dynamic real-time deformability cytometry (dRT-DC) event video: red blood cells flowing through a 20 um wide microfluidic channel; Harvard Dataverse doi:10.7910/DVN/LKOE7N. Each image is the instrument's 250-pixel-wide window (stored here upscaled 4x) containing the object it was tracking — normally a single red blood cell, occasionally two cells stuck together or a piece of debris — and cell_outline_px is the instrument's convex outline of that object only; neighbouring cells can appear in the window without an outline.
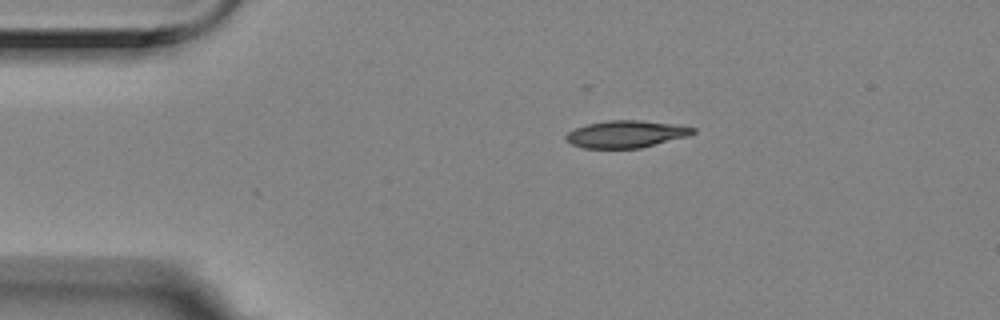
{"species": "Egyptian fruit bat (a non-hibernating species)", "species_latin": "Rousettus aegyptiacus", "temperature_condition": "room temperature", "stored_images_in_passage": 3, "camera_frame_rate_fps": 3000, "um_per_image_px": 0.085, "animal": {"sex": "female"}, "frame": {"image": 1, "passage_image": 1, "time_ms": 0.0, "image_size_px": [1000, 320], "cell_outline_px": [[696, 132], [688, 136], [640, 148], [584, 148], [572, 144], [564, 140], [564, 136], [568, 132], [576, 128], [588, 124], [608, 120], [636, 120], [668, 124], [696, 128]], "centroid_in_image_um": [53.17, 11.41], "position_along_channel_um": 31.8, "area_um2": 19.83}}
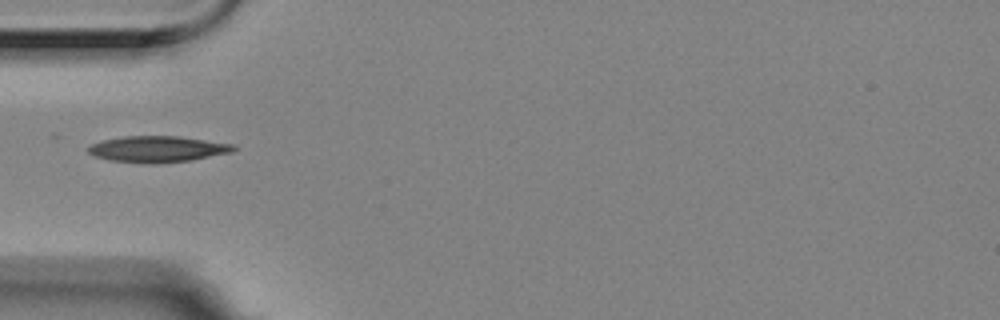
{"frame": {"image": 2, "passage_image": 3, "time_ms": 0.667, "image_size_px": [1000, 320], "cell_outline_px": [[236, 148], [232, 152], [192, 160], [152, 164], [112, 160], [96, 156], [88, 152], [88, 148], [92, 144], [100, 140], [124, 136], [180, 136], [236, 144]], "centroid_in_image_um": [13.44, 12.66], "position_along_channel_um": 71.6, "area_um2": 22.2}}